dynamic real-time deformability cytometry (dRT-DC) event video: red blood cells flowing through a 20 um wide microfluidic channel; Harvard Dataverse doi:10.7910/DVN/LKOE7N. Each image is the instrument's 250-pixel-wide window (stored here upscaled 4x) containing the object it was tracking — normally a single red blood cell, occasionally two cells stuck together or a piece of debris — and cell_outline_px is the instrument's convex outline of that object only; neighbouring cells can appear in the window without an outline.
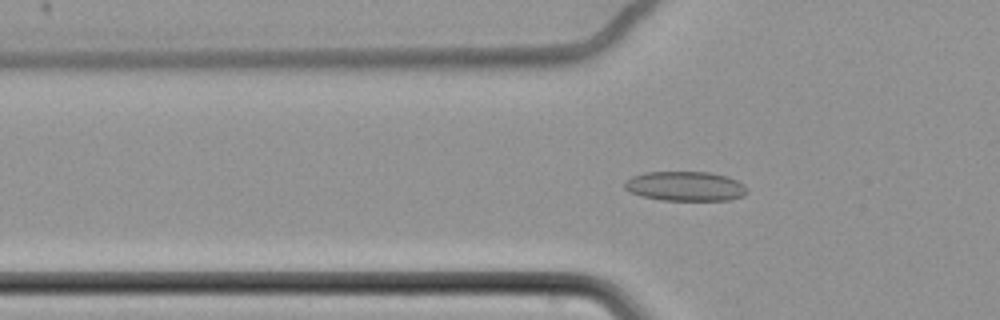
{"species": "common noctule bat (a hibernating species)", "species_latin": "Nyctalus noctula", "temperature_condition": "cold", "stored_images_in_passage": 55, "camera_frame_rate_fps": 3000, "um_per_image_px": 0.085, "animal": {"sex": "female", "body_mass_g": 22.7, "forearm_length_mm": 54.2}, "frame": {"image": 1, "passage_image": 15, "time_ms": 4.667, "image_size_px": [1000, 320], "cell_outline_px": [[748, 192], [744, 196], [728, 200], [660, 200], [640, 196], [628, 192], [624, 188], [624, 184], [632, 176], [644, 172], [708, 172], [728, 176], [744, 184], [748, 188]], "centroid_in_image_um": [58.26, 15.83], "position_along_channel_um": 67.5, "area_um2": 21.33}}
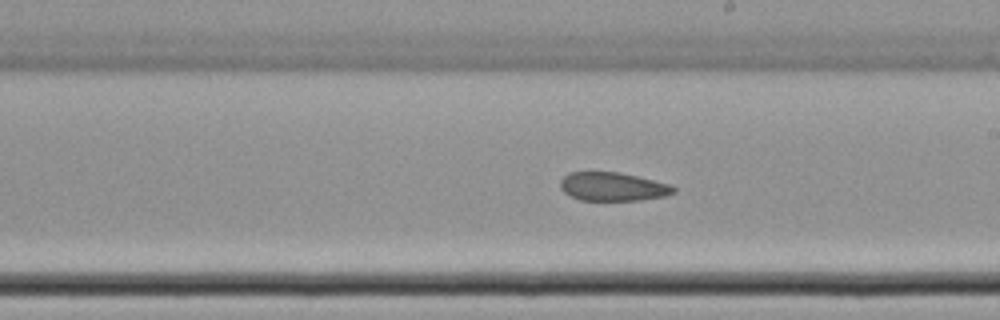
{"frame": {"image": 2, "passage_image": 30, "time_ms": 9.667, "image_size_px": [1000, 320], "cell_outline_px": [[676, 192], [664, 196], [640, 200], [580, 200], [564, 192], [560, 188], [560, 180], [568, 172], [620, 172], [672, 184], [676, 188]], "centroid_in_image_um": [52.11, 15.86], "position_along_channel_um": 236.9, "area_um2": 18.96}}
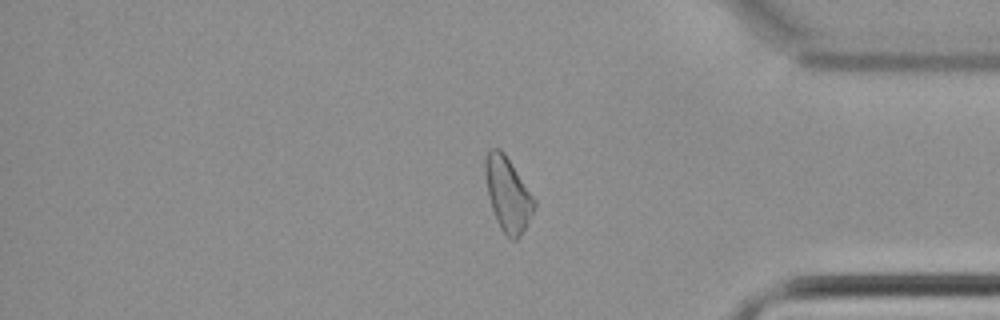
{"frame": {"image": 3, "passage_image": 45, "time_ms": 14.667, "image_size_px": [1000, 320], "cell_outline_px": [[536, 208], [520, 236], [516, 240], [512, 240], [500, 228], [496, 220], [492, 208], [488, 192], [484, 172], [484, 160], [488, 152], [492, 148], [500, 148], [504, 152], [536, 200]], "centroid_in_image_um": [43.17, 16.5], "position_along_channel_um": 392.0, "area_um2": 21.04}, "authors_computed_cell_mechanics": {"area_um2": 20.808, "velocity_mm_per_s": 3.466, "shape_relaxation_time_tau1_ms": null, "shape_relaxation_time_tau2_ms": 5.4768, "deformation_change_tau1": null, "deformation_change_tau2": 0.1057}}